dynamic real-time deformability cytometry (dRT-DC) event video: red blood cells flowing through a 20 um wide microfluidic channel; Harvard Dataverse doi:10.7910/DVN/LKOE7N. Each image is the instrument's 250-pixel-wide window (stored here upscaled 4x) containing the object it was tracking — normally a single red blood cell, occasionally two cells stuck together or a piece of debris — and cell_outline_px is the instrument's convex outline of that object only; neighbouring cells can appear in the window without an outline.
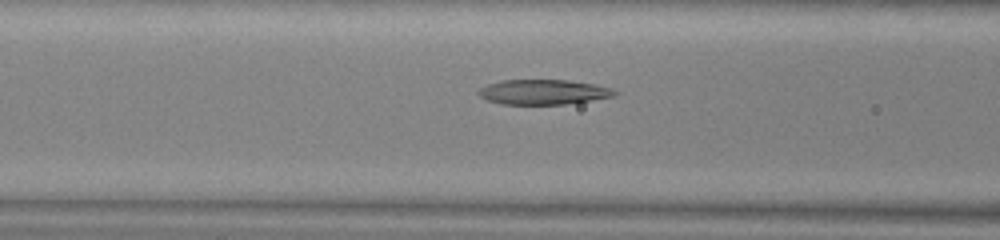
{"species": "common noctule bat (a hibernating species)", "species_latin": "Nyctalus noctula", "temperature_condition": "warm", "stored_images_in_passage": 33, "camera_frame_rate_fps": 3000, "um_per_image_px": 0.085, "animal": {"sex": "male", "body_mass_g": 13.0, "forearm_length_mm": 53.1}, "frame": {"image": 1, "passage_image": 12, "time_ms": 3.667, "image_size_px": [1000, 240], "cell_outline_px": [[620, 92], [612, 96], [592, 100], [564, 104], [500, 104], [488, 100], [480, 96], [476, 92], [480, 88], [488, 84], [500, 80], [568, 80], [596, 84], [612, 88]], "centroid_in_image_um": [46.19, 7.81], "position_along_channel_um": 120.4, "area_um2": 19.83}}
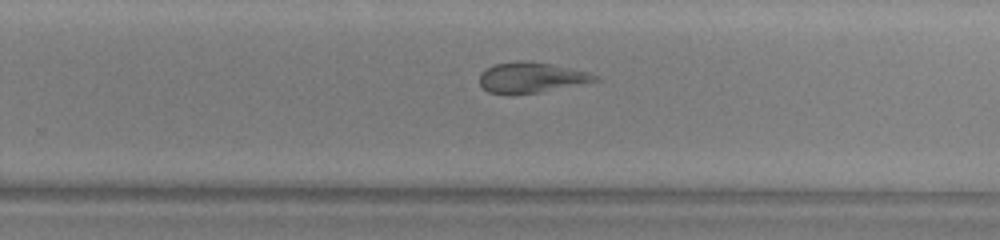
{"frame": {"image": 2, "passage_image": 24, "time_ms": 7.667, "image_size_px": [1000, 240], "cell_outline_px": [[600, 80], [540, 92], [512, 96], [488, 92], [480, 84], [480, 72], [484, 68], [496, 64], [516, 60], [528, 60], [552, 64], [588, 72], [596, 76]], "centroid_in_image_um": [45.09, 6.6], "position_along_channel_um": 284.7, "area_um2": 20.81}}
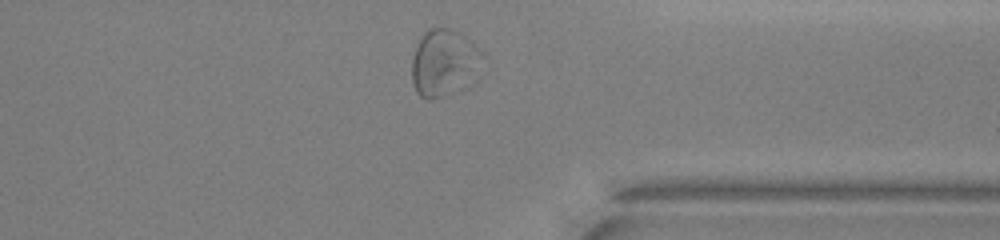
{"frame": {"image": 3, "passage_image": 31, "time_ms": 10.0, "image_size_px": [1000, 240], "cell_outline_px": [[488, 72], [468, 88], [432, 100], [428, 100], [420, 96], [416, 92], [412, 80], [412, 60], [416, 48], [424, 32], [428, 28], [448, 28], [472, 40], [484, 52]], "centroid_in_image_um": [37.91, 5.4], "position_along_channel_um": 373.5, "area_um2": 29.3}, "authors_computed_cell_mechanics": {"area_um2": 21.4438, "velocity_mm_per_s": 4.1089, "shape_relaxation_time_tau1_ms": null, "shape_relaxation_time_tau2_ms": 1.6941, "deformation_change_tau1": null, "deformation_change_tau2": 0.0969}}